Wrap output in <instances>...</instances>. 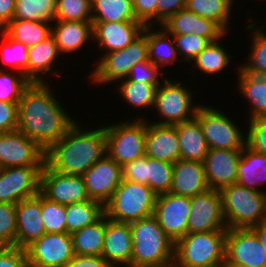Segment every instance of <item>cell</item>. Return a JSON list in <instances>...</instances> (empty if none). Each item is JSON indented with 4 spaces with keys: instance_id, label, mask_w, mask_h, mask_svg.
<instances>
[{
    "instance_id": "7",
    "label": "cell",
    "mask_w": 266,
    "mask_h": 267,
    "mask_svg": "<svg viewBox=\"0 0 266 267\" xmlns=\"http://www.w3.org/2000/svg\"><path fill=\"white\" fill-rule=\"evenodd\" d=\"M129 119L104 127L107 155L121 167L145 156L147 119Z\"/></svg>"
},
{
    "instance_id": "50",
    "label": "cell",
    "mask_w": 266,
    "mask_h": 267,
    "mask_svg": "<svg viewBox=\"0 0 266 267\" xmlns=\"http://www.w3.org/2000/svg\"><path fill=\"white\" fill-rule=\"evenodd\" d=\"M132 1L137 21L141 22L144 26L157 24V0Z\"/></svg>"
},
{
    "instance_id": "47",
    "label": "cell",
    "mask_w": 266,
    "mask_h": 267,
    "mask_svg": "<svg viewBox=\"0 0 266 267\" xmlns=\"http://www.w3.org/2000/svg\"><path fill=\"white\" fill-rule=\"evenodd\" d=\"M173 36L178 55L184 62L192 60L210 43L206 38L195 34H170Z\"/></svg>"
},
{
    "instance_id": "31",
    "label": "cell",
    "mask_w": 266,
    "mask_h": 267,
    "mask_svg": "<svg viewBox=\"0 0 266 267\" xmlns=\"http://www.w3.org/2000/svg\"><path fill=\"white\" fill-rule=\"evenodd\" d=\"M238 72L239 93L249 102V118L266 116V82L261 76L244 72L240 67Z\"/></svg>"
},
{
    "instance_id": "16",
    "label": "cell",
    "mask_w": 266,
    "mask_h": 267,
    "mask_svg": "<svg viewBox=\"0 0 266 267\" xmlns=\"http://www.w3.org/2000/svg\"><path fill=\"white\" fill-rule=\"evenodd\" d=\"M257 234L251 228L226 231L225 264L266 267V255Z\"/></svg>"
},
{
    "instance_id": "18",
    "label": "cell",
    "mask_w": 266,
    "mask_h": 267,
    "mask_svg": "<svg viewBox=\"0 0 266 267\" xmlns=\"http://www.w3.org/2000/svg\"><path fill=\"white\" fill-rule=\"evenodd\" d=\"M82 177L89 198L105 206L123 180L122 167L105 155L96 161Z\"/></svg>"
},
{
    "instance_id": "22",
    "label": "cell",
    "mask_w": 266,
    "mask_h": 267,
    "mask_svg": "<svg viewBox=\"0 0 266 267\" xmlns=\"http://www.w3.org/2000/svg\"><path fill=\"white\" fill-rule=\"evenodd\" d=\"M93 41H97L100 50L106 53L124 49L139 37L144 25L139 21L92 22Z\"/></svg>"
},
{
    "instance_id": "17",
    "label": "cell",
    "mask_w": 266,
    "mask_h": 267,
    "mask_svg": "<svg viewBox=\"0 0 266 267\" xmlns=\"http://www.w3.org/2000/svg\"><path fill=\"white\" fill-rule=\"evenodd\" d=\"M40 192L61 205L90 200L82 175L60 173L45 164L41 171Z\"/></svg>"
},
{
    "instance_id": "38",
    "label": "cell",
    "mask_w": 266,
    "mask_h": 267,
    "mask_svg": "<svg viewBox=\"0 0 266 267\" xmlns=\"http://www.w3.org/2000/svg\"><path fill=\"white\" fill-rule=\"evenodd\" d=\"M221 39L210 42L192 61L194 67L203 74L214 75L225 71L231 63V56L220 43Z\"/></svg>"
},
{
    "instance_id": "30",
    "label": "cell",
    "mask_w": 266,
    "mask_h": 267,
    "mask_svg": "<svg viewBox=\"0 0 266 267\" xmlns=\"http://www.w3.org/2000/svg\"><path fill=\"white\" fill-rule=\"evenodd\" d=\"M153 27L145 26L142 33L147 37L149 60L164 72L163 66L173 65L181 59L179 58L173 36L162 26H160V30L156 29V31L153 30Z\"/></svg>"
},
{
    "instance_id": "59",
    "label": "cell",
    "mask_w": 266,
    "mask_h": 267,
    "mask_svg": "<svg viewBox=\"0 0 266 267\" xmlns=\"http://www.w3.org/2000/svg\"><path fill=\"white\" fill-rule=\"evenodd\" d=\"M266 82V74L261 76Z\"/></svg>"
},
{
    "instance_id": "27",
    "label": "cell",
    "mask_w": 266,
    "mask_h": 267,
    "mask_svg": "<svg viewBox=\"0 0 266 267\" xmlns=\"http://www.w3.org/2000/svg\"><path fill=\"white\" fill-rule=\"evenodd\" d=\"M58 56L60 53L52 36L28 48L27 78L31 82L43 83L46 81L43 74L52 72L53 75H57L53 67L57 59H60Z\"/></svg>"
},
{
    "instance_id": "56",
    "label": "cell",
    "mask_w": 266,
    "mask_h": 267,
    "mask_svg": "<svg viewBox=\"0 0 266 267\" xmlns=\"http://www.w3.org/2000/svg\"><path fill=\"white\" fill-rule=\"evenodd\" d=\"M16 0H0V29H3L14 16Z\"/></svg>"
},
{
    "instance_id": "19",
    "label": "cell",
    "mask_w": 266,
    "mask_h": 267,
    "mask_svg": "<svg viewBox=\"0 0 266 267\" xmlns=\"http://www.w3.org/2000/svg\"><path fill=\"white\" fill-rule=\"evenodd\" d=\"M241 152L242 150H208L203 163L209 188L220 190L223 187L236 184Z\"/></svg>"
},
{
    "instance_id": "32",
    "label": "cell",
    "mask_w": 266,
    "mask_h": 267,
    "mask_svg": "<svg viewBox=\"0 0 266 267\" xmlns=\"http://www.w3.org/2000/svg\"><path fill=\"white\" fill-rule=\"evenodd\" d=\"M51 28L50 22L12 19L2 30L30 48L51 36Z\"/></svg>"
},
{
    "instance_id": "37",
    "label": "cell",
    "mask_w": 266,
    "mask_h": 267,
    "mask_svg": "<svg viewBox=\"0 0 266 267\" xmlns=\"http://www.w3.org/2000/svg\"><path fill=\"white\" fill-rule=\"evenodd\" d=\"M250 21L246 26V31H252L253 37L250 40L251 46L247 63L240 68L251 75L262 76L266 74V25L257 26V22ZM256 25V26H255ZM265 30V31H264Z\"/></svg>"
},
{
    "instance_id": "46",
    "label": "cell",
    "mask_w": 266,
    "mask_h": 267,
    "mask_svg": "<svg viewBox=\"0 0 266 267\" xmlns=\"http://www.w3.org/2000/svg\"><path fill=\"white\" fill-rule=\"evenodd\" d=\"M0 247H16V204L0 203Z\"/></svg>"
},
{
    "instance_id": "1",
    "label": "cell",
    "mask_w": 266,
    "mask_h": 267,
    "mask_svg": "<svg viewBox=\"0 0 266 267\" xmlns=\"http://www.w3.org/2000/svg\"><path fill=\"white\" fill-rule=\"evenodd\" d=\"M49 87L48 82H31L18 102V130L44 151L77 122Z\"/></svg>"
},
{
    "instance_id": "48",
    "label": "cell",
    "mask_w": 266,
    "mask_h": 267,
    "mask_svg": "<svg viewBox=\"0 0 266 267\" xmlns=\"http://www.w3.org/2000/svg\"><path fill=\"white\" fill-rule=\"evenodd\" d=\"M246 146L253 151L266 155V116L248 120Z\"/></svg>"
},
{
    "instance_id": "25",
    "label": "cell",
    "mask_w": 266,
    "mask_h": 267,
    "mask_svg": "<svg viewBox=\"0 0 266 267\" xmlns=\"http://www.w3.org/2000/svg\"><path fill=\"white\" fill-rule=\"evenodd\" d=\"M208 189L203 162L179 159L174 163L170 193L191 198Z\"/></svg>"
},
{
    "instance_id": "4",
    "label": "cell",
    "mask_w": 266,
    "mask_h": 267,
    "mask_svg": "<svg viewBox=\"0 0 266 267\" xmlns=\"http://www.w3.org/2000/svg\"><path fill=\"white\" fill-rule=\"evenodd\" d=\"M226 231L187 233L175 243L173 267H223Z\"/></svg>"
},
{
    "instance_id": "44",
    "label": "cell",
    "mask_w": 266,
    "mask_h": 267,
    "mask_svg": "<svg viewBox=\"0 0 266 267\" xmlns=\"http://www.w3.org/2000/svg\"><path fill=\"white\" fill-rule=\"evenodd\" d=\"M66 205L51 201L41 193V218L46 233H67Z\"/></svg>"
},
{
    "instance_id": "42",
    "label": "cell",
    "mask_w": 266,
    "mask_h": 267,
    "mask_svg": "<svg viewBox=\"0 0 266 267\" xmlns=\"http://www.w3.org/2000/svg\"><path fill=\"white\" fill-rule=\"evenodd\" d=\"M0 37L3 39L0 57L6 67H11V70L21 72L27 77L28 47L10 38L2 29H0Z\"/></svg>"
},
{
    "instance_id": "49",
    "label": "cell",
    "mask_w": 266,
    "mask_h": 267,
    "mask_svg": "<svg viewBox=\"0 0 266 267\" xmlns=\"http://www.w3.org/2000/svg\"><path fill=\"white\" fill-rule=\"evenodd\" d=\"M162 75H164V73L157 66H155L150 60H146L131 67L127 78L136 82L139 81L149 84H160L162 83Z\"/></svg>"
},
{
    "instance_id": "45",
    "label": "cell",
    "mask_w": 266,
    "mask_h": 267,
    "mask_svg": "<svg viewBox=\"0 0 266 267\" xmlns=\"http://www.w3.org/2000/svg\"><path fill=\"white\" fill-rule=\"evenodd\" d=\"M54 20L92 21V0H56Z\"/></svg>"
},
{
    "instance_id": "40",
    "label": "cell",
    "mask_w": 266,
    "mask_h": 267,
    "mask_svg": "<svg viewBox=\"0 0 266 267\" xmlns=\"http://www.w3.org/2000/svg\"><path fill=\"white\" fill-rule=\"evenodd\" d=\"M55 13L56 0H16L13 19L52 23Z\"/></svg>"
},
{
    "instance_id": "14",
    "label": "cell",
    "mask_w": 266,
    "mask_h": 267,
    "mask_svg": "<svg viewBox=\"0 0 266 267\" xmlns=\"http://www.w3.org/2000/svg\"><path fill=\"white\" fill-rule=\"evenodd\" d=\"M188 233L227 231L219 190L209 188L190 198Z\"/></svg>"
},
{
    "instance_id": "23",
    "label": "cell",
    "mask_w": 266,
    "mask_h": 267,
    "mask_svg": "<svg viewBox=\"0 0 266 267\" xmlns=\"http://www.w3.org/2000/svg\"><path fill=\"white\" fill-rule=\"evenodd\" d=\"M147 120L145 155L164 162L180 159V146L175 125H158Z\"/></svg>"
},
{
    "instance_id": "13",
    "label": "cell",
    "mask_w": 266,
    "mask_h": 267,
    "mask_svg": "<svg viewBox=\"0 0 266 267\" xmlns=\"http://www.w3.org/2000/svg\"><path fill=\"white\" fill-rule=\"evenodd\" d=\"M45 151L18 129L0 133V168L44 166Z\"/></svg>"
},
{
    "instance_id": "24",
    "label": "cell",
    "mask_w": 266,
    "mask_h": 267,
    "mask_svg": "<svg viewBox=\"0 0 266 267\" xmlns=\"http://www.w3.org/2000/svg\"><path fill=\"white\" fill-rule=\"evenodd\" d=\"M169 34H195L209 42L225 37L226 31L215 21L186 9L178 11L161 25Z\"/></svg>"
},
{
    "instance_id": "33",
    "label": "cell",
    "mask_w": 266,
    "mask_h": 267,
    "mask_svg": "<svg viewBox=\"0 0 266 267\" xmlns=\"http://www.w3.org/2000/svg\"><path fill=\"white\" fill-rule=\"evenodd\" d=\"M75 255H102L105 238V214L95 223L71 234Z\"/></svg>"
},
{
    "instance_id": "41",
    "label": "cell",
    "mask_w": 266,
    "mask_h": 267,
    "mask_svg": "<svg viewBox=\"0 0 266 267\" xmlns=\"http://www.w3.org/2000/svg\"><path fill=\"white\" fill-rule=\"evenodd\" d=\"M174 163L146 156V185L158 196L169 193L172 186Z\"/></svg>"
},
{
    "instance_id": "36",
    "label": "cell",
    "mask_w": 266,
    "mask_h": 267,
    "mask_svg": "<svg viewBox=\"0 0 266 267\" xmlns=\"http://www.w3.org/2000/svg\"><path fill=\"white\" fill-rule=\"evenodd\" d=\"M233 6V0H186L185 9L215 21L226 32H229L228 24L232 19Z\"/></svg>"
},
{
    "instance_id": "34",
    "label": "cell",
    "mask_w": 266,
    "mask_h": 267,
    "mask_svg": "<svg viewBox=\"0 0 266 267\" xmlns=\"http://www.w3.org/2000/svg\"><path fill=\"white\" fill-rule=\"evenodd\" d=\"M105 214L104 206L94 200L66 205V231L72 234L98 221Z\"/></svg>"
},
{
    "instance_id": "15",
    "label": "cell",
    "mask_w": 266,
    "mask_h": 267,
    "mask_svg": "<svg viewBox=\"0 0 266 267\" xmlns=\"http://www.w3.org/2000/svg\"><path fill=\"white\" fill-rule=\"evenodd\" d=\"M189 212L190 197L170 192L156 197L153 216L174 243L188 233Z\"/></svg>"
},
{
    "instance_id": "39",
    "label": "cell",
    "mask_w": 266,
    "mask_h": 267,
    "mask_svg": "<svg viewBox=\"0 0 266 267\" xmlns=\"http://www.w3.org/2000/svg\"><path fill=\"white\" fill-rule=\"evenodd\" d=\"M117 85V92L125 102L135 108L152 109L154 106L155 92L160 84L136 82L128 78L122 79Z\"/></svg>"
},
{
    "instance_id": "8",
    "label": "cell",
    "mask_w": 266,
    "mask_h": 267,
    "mask_svg": "<svg viewBox=\"0 0 266 267\" xmlns=\"http://www.w3.org/2000/svg\"><path fill=\"white\" fill-rule=\"evenodd\" d=\"M92 69L91 82L96 85L117 83L128 77L131 67L149 60L147 37L142 33L124 49L105 53Z\"/></svg>"
},
{
    "instance_id": "55",
    "label": "cell",
    "mask_w": 266,
    "mask_h": 267,
    "mask_svg": "<svg viewBox=\"0 0 266 267\" xmlns=\"http://www.w3.org/2000/svg\"><path fill=\"white\" fill-rule=\"evenodd\" d=\"M64 267H112L102 255H74Z\"/></svg>"
},
{
    "instance_id": "21",
    "label": "cell",
    "mask_w": 266,
    "mask_h": 267,
    "mask_svg": "<svg viewBox=\"0 0 266 267\" xmlns=\"http://www.w3.org/2000/svg\"><path fill=\"white\" fill-rule=\"evenodd\" d=\"M41 218V192L16 204V247L26 249L44 235Z\"/></svg>"
},
{
    "instance_id": "12",
    "label": "cell",
    "mask_w": 266,
    "mask_h": 267,
    "mask_svg": "<svg viewBox=\"0 0 266 267\" xmlns=\"http://www.w3.org/2000/svg\"><path fill=\"white\" fill-rule=\"evenodd\" d=\"M43 166L0 168V203L17 204L40 193Z\"/></svg>"
},
{
    "instance_id": "6",
    "label": "cell",
    "mask_w": 266,
    "mask_h": 267,
    "mask_svg": "<svg viewBox=\"0 0 266 267\" xmlns=\"http://www.w3.org/2000/svg\"><path fill=\"white\" fill-rule=\"evenodd\" d=\"M157 195L148 185L122 180L110 201L105 215L115 222L131 223L153 215Z\"/></svg>"
},
{
    "instance_id": "57",
    "label": "cell",
    "mask_w": 266,
    "mask_h": 267,
    "mask_svg": "<svg viewBox=\"0 0 266 267\" xmlns=\"http://www.w3.org/2000/svg\"><path fill=\"white\" fill-rule=\"evenodd\" d=\"M251 229L257 234L266 253V219L262 220L259 224L254 225Z\"/></svg>"
},
{
    "instance_id": "5",
    "label": "cell",
    "mask_w": 266,
    "mask_h": 267,
    "mask_svg": "<svg viewBox=\"0 0 266 267\" xmlns=\"http://www.w3.org/2000/svg\"><path fill=\"white\" fill-rule=\"evenodd\" d=\"M227 229L251 228L266 219V192L232 184L219 190Z\"/></svg>"
},
{
    "instance_id": "2",
    "label": "cell",
    "mask_w": 266,
    "mask_h": 267,
    "mask_svg": "<svg viewBox=\"0 0 266 267\" xmlns=\"http://www.w3.org/2000/svg\"><path fill=\"white\" fill-rule=\"evenodd\" d=\"M79 124L76 122L58 142L45 150L44 164L49 169L83 175L107 155L104 127L84 130Z\"/></svg>"
},
{
    "instance_id": "58",
    "label": "cell",
    "mask_w": 266,
    "mask_h": 267,
    "mask_svg": "<svg viewBox=\"0 0 266 267\" xmlns=\"http://www.w3.org/2000/svg\"><path fill=\"white\" fill-rule=\"evenodd\" d=\"M223 267H247L245 265H236V264H224Z\"/></svg>"
},
{
    "instance_id": "20",
    "label": "cell",
    "mask_w": 266,
    "mask_h": 267,
    "mask_svg": "<svg viewBox=\"0 0 266 267\" xmlns=\"http://www.w3.org/2000/svg\"><path fill=\"white\" fill-rule=\"evenodd\" d=\"M132 232L130 223L115 222L105 215L102 256L112 267H131Z\"/></svg>"
},
{
    "instance_id": "3",
    "label": "cell",
    "mask_w": 266,
    "mask_h": 267,
    "mask_svg": "<svg viewBox=\"0 0 266 267\" xmlns=\"http://www.w3.org/2000/svg\"><path fill=\"white\" fill-rule=\"evenodd\" d=\"M131 267H173L175 243L152 215L130 223Z\"/></svg>"
},
{
    "instance_id": "11",
    "label": "cell",
    "mask_w": 266,
    "mask_h": 267,
    "mask_svg": "<svg viewBox=\"0 0 266 267\" xmlns=\"http://www.w3.org/2000/svg\"><path fill=\"white\" fill-rule=\"evenodd\" d=\"M25 251L33 267H64L75 255L68 233H45Z\"/></svg>"
},
{
    "instance_id": "53",
    "label": "cell",
    "mask_w": 266,
    "mask_h": 267,
    "mask_svg": "<svg viewBox=\"0 0 266 267\" xmlns=\"http://www.w3.org/2000/svg\"><path fill=\"white\" fill-rule=\"evenodd\" d=\"M123 179L146 185V155L122 166Z\"/></svg>"
},
{
    "instance_id": "29",
    "label": "cell",
    "mask_w": 266,
    "mask_h": 267,
    "mask_svg": "<svg viewBox=\"0 0 266 267\" xmlns=\"http://www.w3.org/2000/svg\"><path fill=\"white\" fill-rule=\"evenodd\" d=\"M236 183L250 190L266 192V189L260 190L261 185H266V155L245 146L238 162Z\"/></svg>"
},
{
    "instance_id": "54",
    "label": "cell",
    "mask_w": 266,
    "mask_h": 267,
    "mask_svg": "<svg viewBox=\"0 0 266 267\" xmlns=\"http://www.w3.org/2000/svg\"><path fill=\"white\" fill-rule=\"evenodd\" d=\"M186 0H157V24L161 26L178 11L185 9Z\"/></svg>"
},
{
    "instance_id": "28",
    "label": "cell",
    "mask_w": 266,
    "mask_h": 267,
    "mask_svg": "<svg viewBox=\"0 0 266 267\" xmlns=\"http://www.w3.org/2000/svg\"><path fill=\"white\" fill-rule=\"evenodd\" d=\"M175 127L180 146V159L204 162L209 147L202 133L199 120L194 117L175 124Z\"/></svg>"
},
{
    "instance_id": "43",
    "label": "cell",
    "mask_w": 266,
    "mask_h": 267,
    "mask_svg": "<svg viewBox=\"0 0 266 267\" xmlns=\"http://www.w3.org/2000/svg\"><path fill=\"white\" fill-rule=\"evenodd\" d=\"M30 84L31 81L23 73L0 69V101L18 103Z\"/></svg>"
},
{
    "instance_id": "35",
    "label": "cell",
    "mask_w": 266,
    "mask_h": 267,
    "mask_svg": "<svg viewBox=\"0 0 266 267\" xmlns=\"http://www.w3.org/2000/svg\"><path fill=\"white\" fill-rule=\"evenodd\" d=\"M137 21L132 0H92L91 22Z\"/></svg>"
},
{
    "instance_id": "52",
    "label": "cell",
    "mask_w": 266,
    "mask_h": 267,
    "mask_svg": "<svg viewBox=\"0 0 266 267\" xmlns=\"http://www.w3.org/2000/svg\"><path fill=\"white\" fill-rule=\"evenodd\" d=\"M18 129V103L0 101V133Z\"/></svg>"
},
{
    "instance_id": "10",
    "label": "cell",
    "mask_w": 266,
    "mask_h": 267,
    "mask_svg": "<svg viewBox=\"0 0 266 267\" xmlns=\"http://www.w3.org/2000/svg\"><path fill=\"white\" fill-rule=\"evenodd\" d=\"M195 117L209 149L242 150L246 146V133L222 111L200 104Z\"/></svg>"
},
{
    "instance_id": "51",
    "label": "cell",
    "mask_w": 266,
    "mask_h": 267,
    "mask_svg": "<svg viewBox=\"0 0 266 267\" xmlns=\"http://www.w3.org/2000/svg\"><path fill=\"white\" fill-rule=\"evenodd\" d=\"M26 251L19 247H0V267H26Z\"/></svg>"
},
{
    "instance_id": "26",
    "label": "cell",
    "mask_w": 266,
    "mask_h": 267,
    "mask_svg": "<svg viewBox=\"0 0 266 267\" xmlns=\"http://www.w3.org/2000/svg\"><path fill=\"white\" fill-rule=\"evenodd\" d=\"M51 28L60 55L80 51L86 43L93 41V23L91 21L54 20ZM80 49V50H79Z\"/></svg>"
},
{
    "instance_id": "9",
    "label": "cell",
    "mask_w": 266,
    "mask_h": 267,
    "mask_svg": "<svg viewBox=\"0 0 266 267\" xmlns=\"http://www.w3.org/2000/svg\"><path fill=\"white\" fill-rule=\"evenodd\" d=\"M163 79L164 84L160 83L156 89L153 106L158 116H161L160 119H163L152 123L175 125L194 118L200 104L194 105L193 90L181 84L179 80Z\"/></svg>"
}]
</instances>
